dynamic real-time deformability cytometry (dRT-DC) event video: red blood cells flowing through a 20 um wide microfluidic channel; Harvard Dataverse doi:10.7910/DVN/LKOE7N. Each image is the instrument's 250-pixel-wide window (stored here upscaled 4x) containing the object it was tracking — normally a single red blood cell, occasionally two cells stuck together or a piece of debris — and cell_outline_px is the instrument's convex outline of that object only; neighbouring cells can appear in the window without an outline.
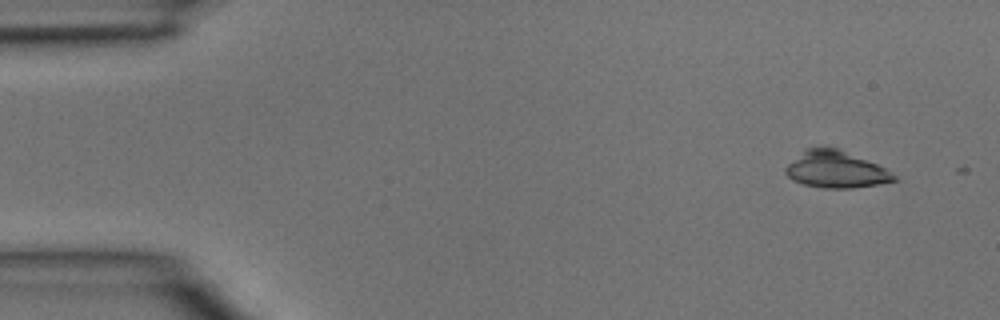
{"species": "common noctule bat (a hibernating species)", "species_latin": "Nyctalus noctula", "temperature_condition": "room temperature", "stored_images_in_passage": 5, "camera_frame_rate_fps": 3000, "um_per_image_px": 0.085, "animal": {"sex": "male", "body_mass_g": 15.6}, "frame": {"image": 1, "passage_image": 1, "time_ms": 0.0, "image_size_px": [1000, 320], "cell_outline_px": [[900, 180], [852, 188], [824, 188], [804, 184], [788, 176], [784, 172], [784, 168], [804, 148], [836, 148], [876, 164], [884, 168], [896, 176]], "centroid_in_image_um": [71.03, 14.41], "position_along_channel_um": 14.0, "area_um2": 22.77}}